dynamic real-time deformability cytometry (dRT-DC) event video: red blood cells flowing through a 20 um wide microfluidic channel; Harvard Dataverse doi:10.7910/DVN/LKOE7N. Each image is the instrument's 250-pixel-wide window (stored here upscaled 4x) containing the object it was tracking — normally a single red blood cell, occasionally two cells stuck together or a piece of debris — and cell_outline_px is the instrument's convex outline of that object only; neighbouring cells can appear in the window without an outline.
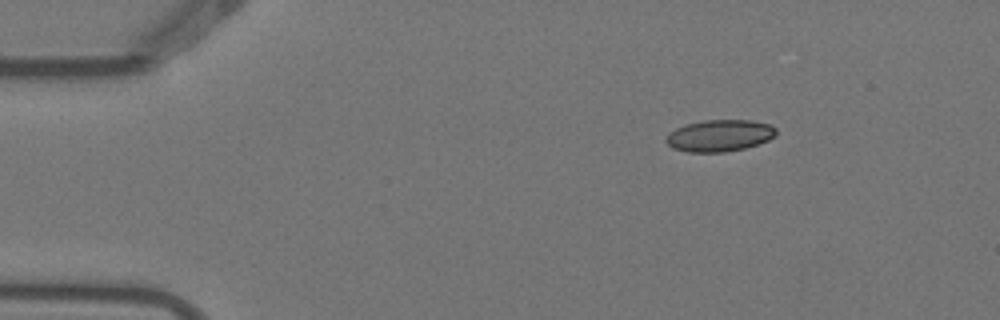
{"species": "Egyptian fruit bat (a non-hibernating species)", "species_latin": "Rousettus aegyptiacus", "temperature_condition": "warm", "stored_images_in_passage": 4, "camera_frame_rate_fps": 3000, "um_per_image_px": 0.085, "animal": {"sex": "female"}, "frame": {"image": 1, "passage_image": 1, "time_ms": 0.0, "image_size_px": [1000, 320], "cell_outline_px": [[776, 132], [768, 140], [744, 148], [724, 152], [688, 152], [672, 148], [664, 140], [668, 132], [684, 124], [704, 120], [752, 120], [768, 124], [776, 128]], "centroid_in_image_um": [61.1, 11.52], "position_along_channel_um": 23.9, "area_um2": 20.35}}